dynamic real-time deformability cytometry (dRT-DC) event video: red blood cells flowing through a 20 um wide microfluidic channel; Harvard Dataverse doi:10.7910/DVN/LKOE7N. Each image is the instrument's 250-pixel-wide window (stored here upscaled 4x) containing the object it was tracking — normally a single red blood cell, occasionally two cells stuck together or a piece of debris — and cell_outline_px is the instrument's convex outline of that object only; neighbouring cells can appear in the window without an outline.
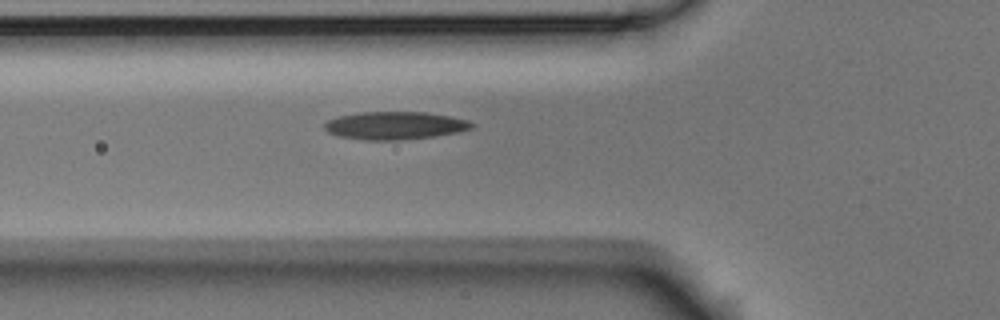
{"species": "Egyptian fruit bat (a non-hibernating species)", "species_latin": "Rousettus aegyptiacus", "temperature_condition": "room temperature", "stored_images_in_passage": 2, "camera_frame_rate_fps": 3000, "um_per_image_px": 0.085, "animal": {"sex": "male"}, "frame": {"image": 1, "passage_image": 2, "time_ms": 0.333, "image_size_px": [1000, 320], "cell_outline_px": [[476, 124], [472, 128], [460, 132], [432, 136], [400, 140], [368, 140], [340, 136], [328, 132], [324, 128], [324, 124], [328, 120], [336, 116], [360, 112], [424, 112], [448, 116], [468, 120]], "centroid_in_image_um": [33.57, 10.66], "position_along_channel_um": 92.2, "area_um2": 23.81}}